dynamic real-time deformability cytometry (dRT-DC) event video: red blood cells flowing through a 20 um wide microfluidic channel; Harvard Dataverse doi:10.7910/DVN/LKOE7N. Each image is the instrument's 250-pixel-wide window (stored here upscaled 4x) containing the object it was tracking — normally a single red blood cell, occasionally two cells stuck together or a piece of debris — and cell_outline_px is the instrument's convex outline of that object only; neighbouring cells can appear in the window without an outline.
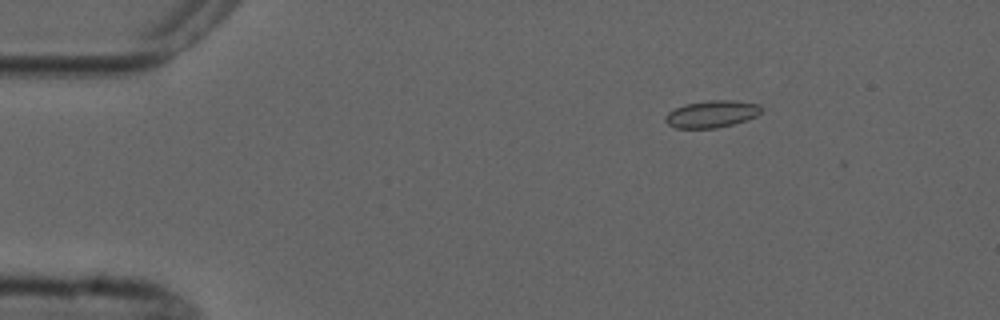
{"species": "common noctule bat (a hibernating species)", "species_latin": "Nyctalus noctula", "temperature_condition": "cold", "stored_images_in_passage": 4, "camera_frame_rate_fps": 3000, "um_per_image_px": 0.085, "animal": {"sex": "male", "forearm_length_mm": 52.5}, "frame": {"image": 1, "passage_image": 1, "time_ms": 0.0, "image_size_px": [1000, 320], "cell_outline_px": [[764, 108], [756, 116], [748, 120], [716, 128], [676, 128], [668, 124], [664, 120], [664, 116], [668, 112], [684, 104], [712, 100], [736, 100], [760, 104]], "centroid_in_image_um": [60.52, 9.68], "position_along_channel_um": 24.5, "area_um2": 15.26}}